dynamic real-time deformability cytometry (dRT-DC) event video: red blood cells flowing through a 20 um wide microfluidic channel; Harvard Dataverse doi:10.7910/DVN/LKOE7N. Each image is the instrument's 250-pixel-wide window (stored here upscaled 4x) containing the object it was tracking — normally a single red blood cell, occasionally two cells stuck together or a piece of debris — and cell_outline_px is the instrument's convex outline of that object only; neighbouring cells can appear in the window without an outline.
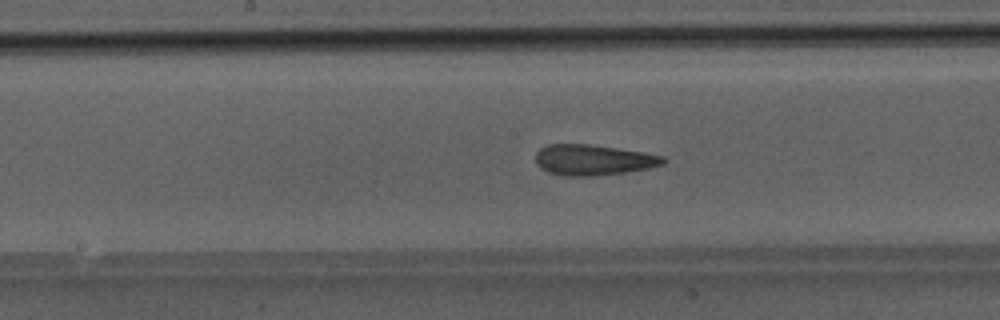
{"species": "Egyptian fruit bat (a non-hibernating species)", "species_latin": "Rousettus aegyptiacus", "temperature_condition": "room temperature", "stored_images_in_passage": 48, "camera_frame_rate_fps": 3000, "um_per_image_px": 0.085, "animal": {"sex": "male"}, "frame": {"image": 1, "passage_image": 25, "time_ms": 8.0, "image_size_px": [1000, 320], "cell_outline_px": [[668, 160], [664, 164], [648, 168], [628, 172], [592, 176], [564, 176], [548, 172], [540, 168], [536, 164], [536, 152], [540, 148], [548, 144], [588, 144], [644, 152], [664, 156]], "centroid_in_image_um": [50.43, 13.6], "position_along_channel_um": 197.8, "area_um2": 22.95}}
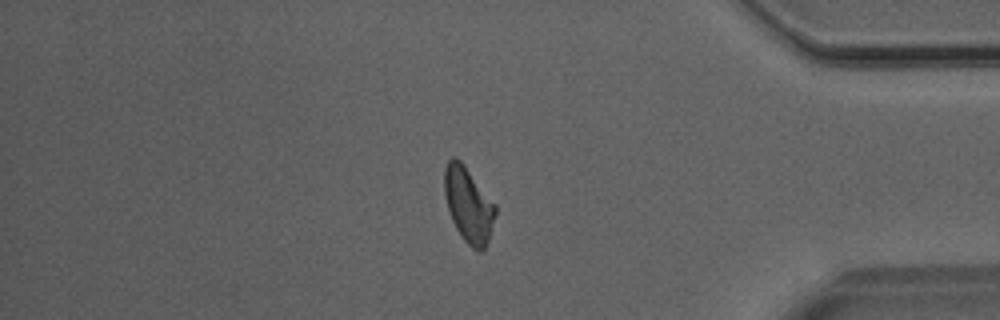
{"frame": {"image": 2, "passage_image": 41, "time_ms": 13.333, "image_size_px": [1000, 320], "cell_outline_px": [[496, 216], [484, 252], [480, 252], [472, 248], [464, 240], [456, 228], [452, 220], [444, 196], [444, 168], [448, 160], [452, 156], [456, 156], [464, 164], [496, 204]], "centroid_in_image_um": [39.82, 17.39], "position_along_channel_um": 395.4, "area_um2": 22.54}}
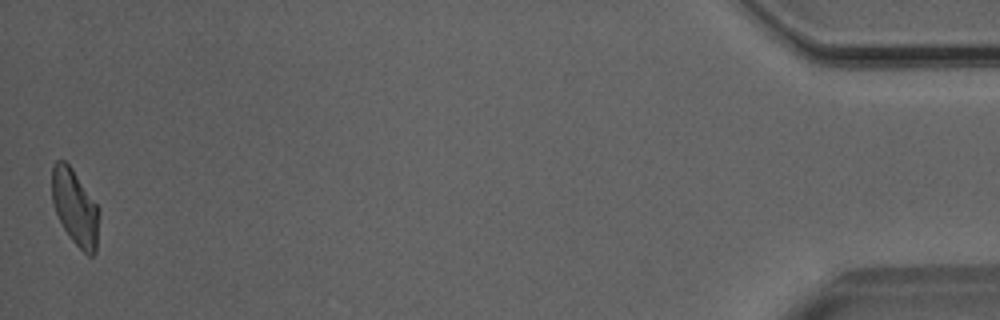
{"frame": {"image": 3, "passage_image": 48, "time_ms": 15.667, "image_size_px": [1000, 320], "cell_outline_px": [[100, 212], [96, 252], [92, 256], [88, 256], [72, 240], [64, 228], [56, 212], [52, 200], [52, 164], [56, 160], [64, 160], [72, 168], [100, 208]], "centroid_in_image_um": [6.4, 17.62], "position_along_channel_um": 428.8, "area_um2": 20.87}}